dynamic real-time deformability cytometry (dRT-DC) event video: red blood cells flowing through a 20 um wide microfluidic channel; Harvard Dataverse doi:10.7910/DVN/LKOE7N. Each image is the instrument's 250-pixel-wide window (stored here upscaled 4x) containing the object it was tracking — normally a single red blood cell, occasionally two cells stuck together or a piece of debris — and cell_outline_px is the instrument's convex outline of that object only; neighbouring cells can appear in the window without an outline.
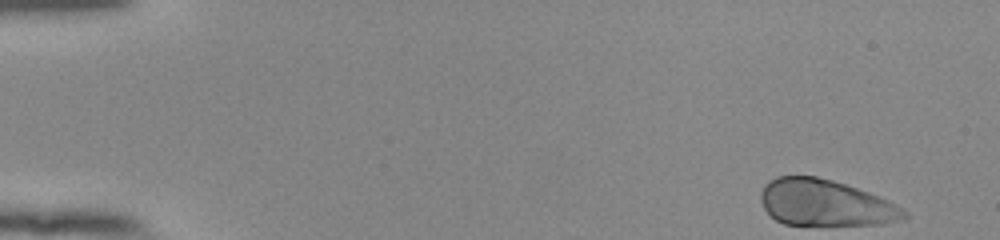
{"species": "human", "species_latin": "Homo sapiens", "temperature_condition": "room temperature", "stored_images_in_passage": 52, "camera_frame_rate_fps": 3000, "um_per_image_px": 0.085, "donor": {"sex": "female"}, "frame": {"image": 1, "passage_image": 1, "time_ms": 0.0, "image_size_px": [1000, 240], "cell_outline_px": [[908, 216], [904, 220], [880, 224], [784, 224], [776, 220], [764, 208], [760, 200], [760, 192], [764, 184], [768, 180], [776, 176], [816, 176], [832, 180], [880, 196], [888, 200], [908, 212]], "centroid_in_image_um": [70.14, 17.23], "position_along_channel_um": 14.9, "area_um2": 38.61}}
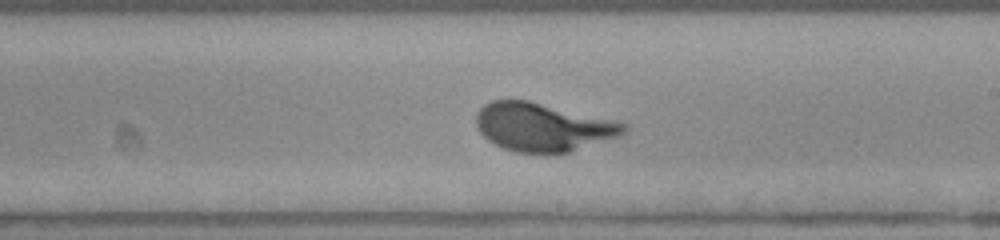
{"frame": {"image": 2, "passage_image": 30, "time_ms": 9.667, "image_size_px": [1000, 240], "cell_outline_px": [[628, 128], [620, 136], [568, 152], [516, 152], [504, 148], [488, 140], [476, 128], [476, 112], [484, 104], [492, 100], [528, 100], [628, 124]], "centroid_in_image_um": [46.1, 10.79], "position_along_channel_um": 242.9, "area_um2": 41.04}}
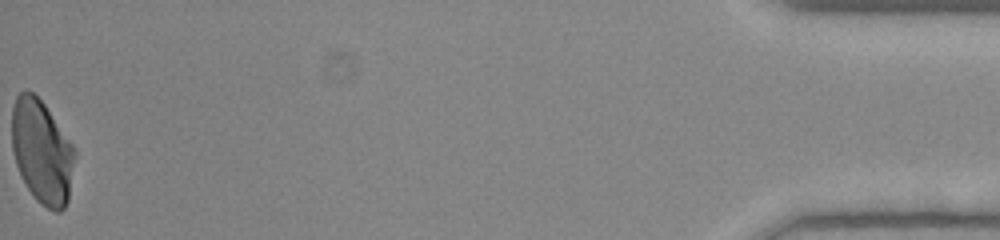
{"frame": {"image": 3, "passage_image": 52, "time_ms": 17.0, "image_size_px": [1000, 240], "cell_outline_px": [[76, 156], [68, 200], [64, 208], [60, 212], [56, 212], [40, 204], [36, 200], [20, 176], [16, 164], [12, 148], [12, 108], [16, 96], [24, 88], [32, 92], [44, 104], [72, 144], [76, 152]], "centroid_in_image_um": [3.56, 12.9], "position_along_channel_um": 431.6, "area_um2": 38.09}, "authors_computed_cell_mechanics": {"area_um2": 40.1421, "velocity_mm_per_s": 3.8097, "shape_relaxation_time_tau1_ms": 2.9782, "shape_relaxation_time_tau2_ms": null, "deformation_change_tau1": 0.1804, "deformation_change_tau2": null}}